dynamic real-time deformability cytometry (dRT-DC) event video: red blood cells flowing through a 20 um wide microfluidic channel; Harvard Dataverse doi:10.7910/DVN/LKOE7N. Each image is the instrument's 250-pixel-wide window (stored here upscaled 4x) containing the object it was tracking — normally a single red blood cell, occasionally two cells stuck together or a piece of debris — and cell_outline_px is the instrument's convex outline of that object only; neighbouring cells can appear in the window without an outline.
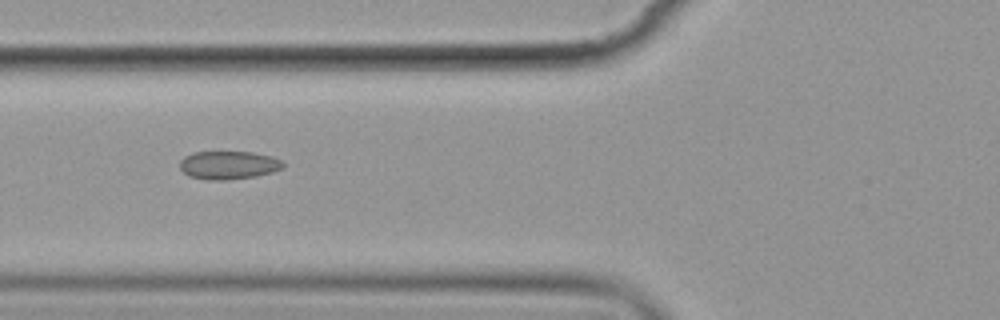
{"species": "common noctule bat (a hibernating species)", "species_latin": "Nyctalus noctula", "temperature_condition": "cold", "stored_images_in_passage": 4, "camera_frame_rate_fps": 3000, "um_per_image_px": 0.085, "animal": {"sex": "female", "body_mass_g": 19.9}, "frame": {"image": 1, "passage_image": 4, "time_ms": 3.333, "image_size_px": [1000, 320], "cell_outline_px": [[284, 164], [280, 168], [272, 172], [256, 176], [228, 180], [208, 180], [188, 176], [180, 168], [180, 160], [184, 156], [192, 152], [252, 152], [272, 156], [280, 160]], "centroid_in_image_um": [19.39, 14.03], "position_along_channel_um": 106.4, "area_um2": 16.99}}